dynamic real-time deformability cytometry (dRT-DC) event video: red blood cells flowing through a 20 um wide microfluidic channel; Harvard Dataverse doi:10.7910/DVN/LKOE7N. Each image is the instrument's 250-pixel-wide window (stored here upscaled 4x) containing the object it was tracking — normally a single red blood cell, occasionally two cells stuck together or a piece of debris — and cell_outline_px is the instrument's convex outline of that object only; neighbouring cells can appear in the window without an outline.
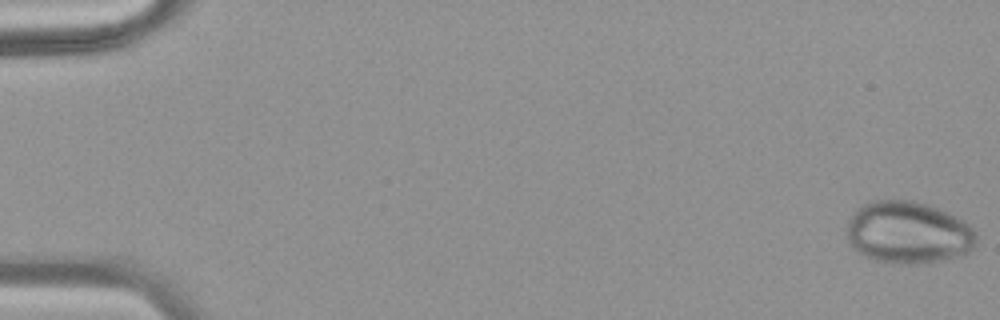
{"species": "common noctule bat (a hibernating species)", "species_latin": "Nyctalus noctula", "temperature_condition": "warm", "stored_images_in_passage": 50, "camera_frame_rate_fps": 3000, "um_per_image_px": 0.085, "animal": {"sex": "female", "body_mass_g": 18.4}, "frame": {"image": 1, "passage_image": 1, "time_ms": 0.0, "image_size_px": [1000, 320], "cell_outline_px": [[976, 244], [964, 256], [916, 264], [876, 260], [860, 252], [848, 244], [848, 220], [856, 208], [872, 200], [916, 200], [928, 204], [948, 212], [964, 220], [976, 232]], "centroid_in_image_um": [77.23, 19.74], "position_along_channel_um": 7.8, "area_um2": 46.99}}
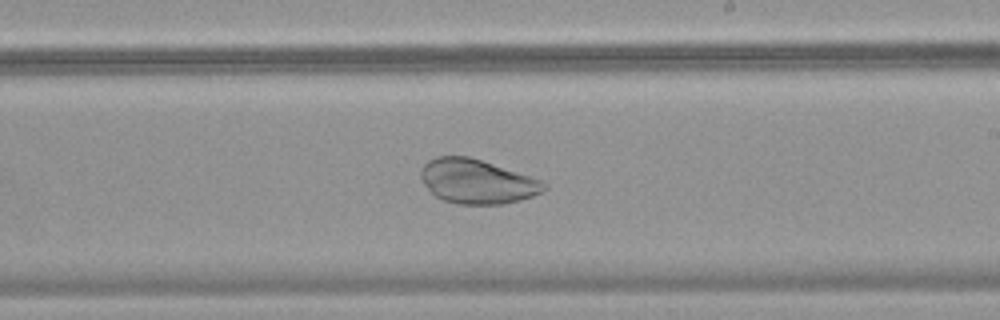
{"frame": {"image": 2, "passage_image": 30, "time_ms": 9.667, "image_size_px": [1000, 320], "cell_outline_px": [[548, 188], [532, 196], [520, 200], [504, 204], [460, 204], [444, 200], [436, 196], [424, 184], [420, 176], [420, 172], [424, 164], [428, 160], [436, 156], [468, 156], [544, 180], [548, 184]], "centroid_in_image_um": [40.57, 15.42], "position_along_channel_um": 248.4, "area_um2": 31.79}}